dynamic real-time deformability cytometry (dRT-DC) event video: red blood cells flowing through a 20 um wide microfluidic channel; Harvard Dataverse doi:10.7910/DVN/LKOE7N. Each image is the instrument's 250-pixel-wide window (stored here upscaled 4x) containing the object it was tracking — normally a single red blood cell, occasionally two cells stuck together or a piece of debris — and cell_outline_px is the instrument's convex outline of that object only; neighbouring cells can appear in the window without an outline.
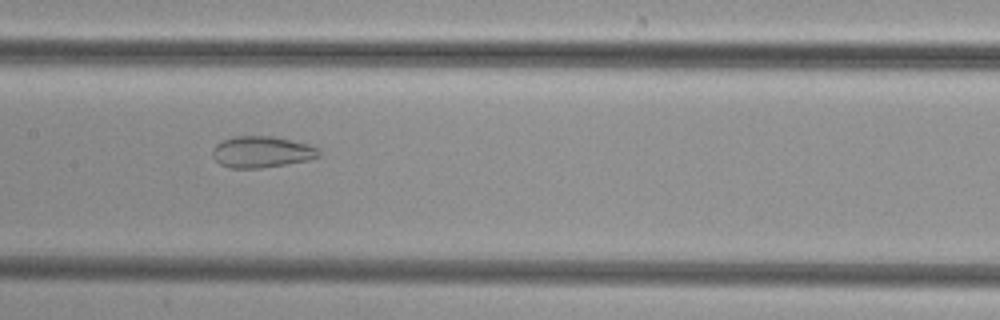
{"species": "common noctule bat (a hibernating species)", "species_latin": "Nyctalus noctula", "temperature_condition": "cold", "stored_images_in_passage": 37, "camera_frame_rate_fps": 3000, "um_per_image_px": 0.085, "animal": {"sex": "female", "body_mass_g": 29.2, "forearm_length_mm": 56.3}, "frame": {"image": 1, "passage_image": 14, "time_ms": 4.333, "image_size_px": [1000, 320], "cell_outline_px": [[320, 156], [308, 160], [260, 168], [228, 168], [220, 164], [212, 156], [212, 148], [216, 144], [224, 140], [236, 136], [272, 136], [308, 144], [316, 148], [320, 152]], "centroid_in_image_um": [22.21, 12.92], "position_along_channel_um": 185.2, "area_um2": 19.31}}
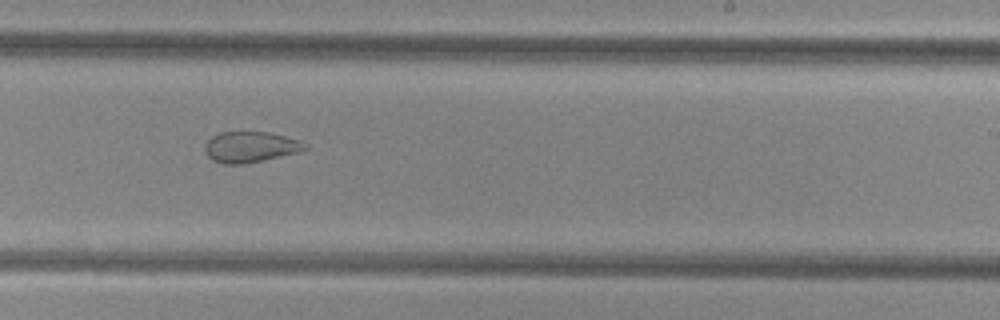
{"frame": {"image": 2, "passage_image": 20, "time_ms": 6.333, "image_size_px": [1000, 320], "cell_outline_px": [[308, 148], [304, 152], [244, 164], [224, 164], [212, 160], [208, 156], [204, 148], [204, 144], [212, 136], [220, 132], [272, 132], [300, 140], [308, 144]], "centroid_in_image_um": [21.35, 12.49], "position_along_channel_um": 267.7, "area_um2": 18.38}}
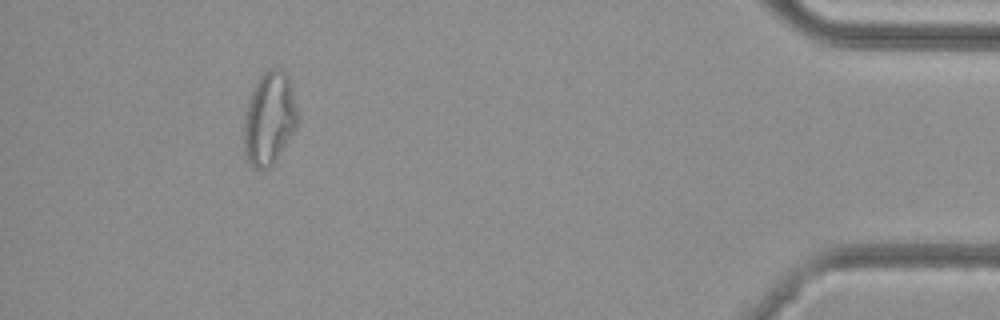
{"frame": {"image": 3, "passage_image": 35, "time_ms": 11.333, "image_size_px": [1000, 320], "cell_outline_px": [[296, 124], [276, 160], [268, 168], [256, 168], [248, 160], [244, 152], [244, 116], [248, 100], [260, 76], [264, 72], [272, 68], [280, 68], [288, 76], [292, 92], [296, 112]], "centroid_in_image_um": [22.85, 10.06], "position_along_channel_um": 412.4, "area_um2": 28.15}}